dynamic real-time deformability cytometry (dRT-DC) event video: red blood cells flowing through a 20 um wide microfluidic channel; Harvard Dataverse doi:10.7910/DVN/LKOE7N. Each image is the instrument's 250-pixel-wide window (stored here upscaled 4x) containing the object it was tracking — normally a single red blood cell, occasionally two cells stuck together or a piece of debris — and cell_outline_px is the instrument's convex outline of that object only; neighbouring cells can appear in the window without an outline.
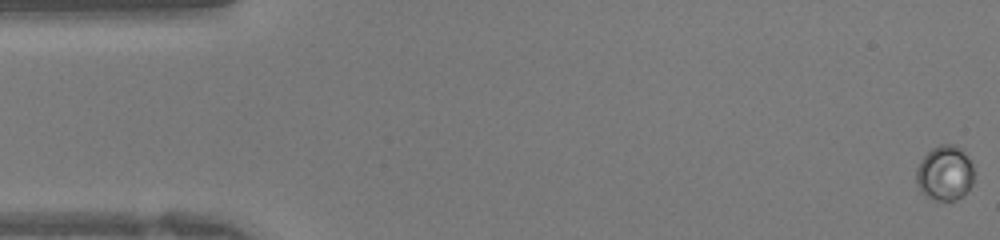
{"species": "human", "species_latin": "Homo sapiens", "temperature_condition": "warm", "stored_images_in_passage": 43, "camera_frame_rate_fps": 3000, "um_per_image_px": 0.085, "donor": {"sex": "female"}, "frame": {"image": 1, "passage_image": 1, "time_ms": 0.0, "image_size_px": [1000, 240], "cell_outline_px": [[972, 184], [956, 200], [932, 200], [924, 196], [920, 192], [916, 184], [916, 168], [920, 160], [932, 148], [940, 144], [956, 144], [964, 152], [972, 164]], "centroid_in_image_um": [80.25, 14.71], "position_along_channel_um": 4.7, "area_um2": 18.5}}